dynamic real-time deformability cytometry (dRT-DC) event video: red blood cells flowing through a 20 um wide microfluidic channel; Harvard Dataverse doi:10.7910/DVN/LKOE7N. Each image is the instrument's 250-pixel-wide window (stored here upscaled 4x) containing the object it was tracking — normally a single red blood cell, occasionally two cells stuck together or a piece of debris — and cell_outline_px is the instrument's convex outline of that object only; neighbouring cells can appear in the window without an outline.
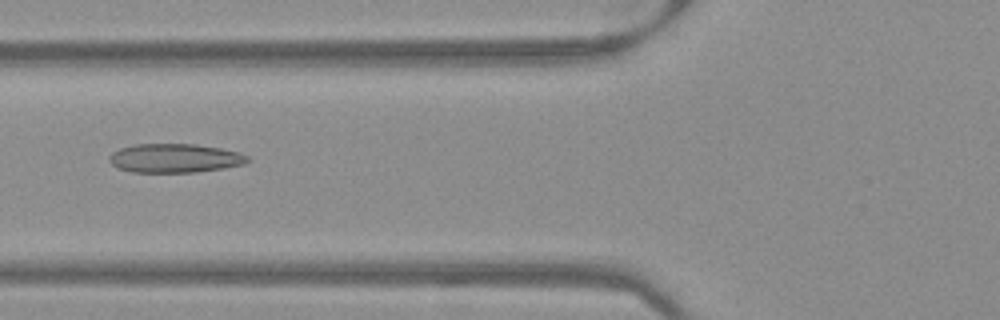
{"species": "Egyptian fruit bat (a non-hibernating species)", "species_latin": "Rousettus aegyptiacus", "temperature_condition": "warm", "stored_images_in_passage": 51, "camera_frame_rate_fps": 3000, "um_per_image_px": 0.085, "frame": {"image": 1, "passage_image": 20, "time_ms": 6.333, "image_size_px": [1000, 320], "cell_outline_px": [[252, 160], [244, 164], [224, 168], [196, 172], [132, 172], [120, 168], [112, 164], [108, 160], [108, 156], [112, 152], [120, 148], [136, 144], [196, 144], [220, 148], [240, 152], [248, 156]], "centroid_in_image_um": [14.88, 13.44], "position_along_channel_um": 110.9, "area_um2": 23.41}}
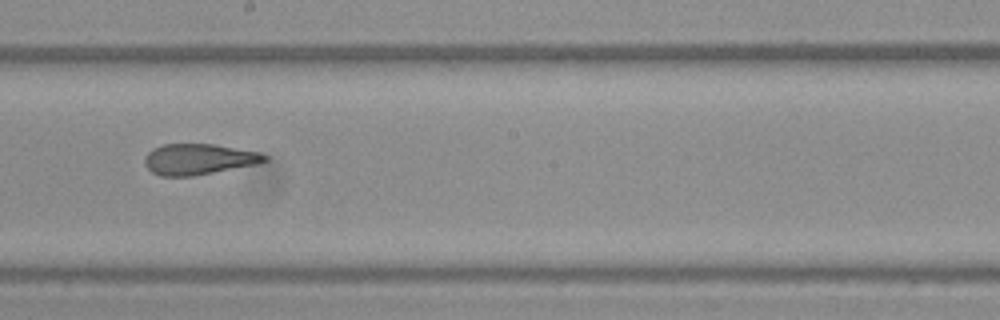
{"frame": {"image": 2, "passage_image": 29, "time_ms": 9.333, "image_size_px": [1000, 320], "cell_outline_px": [[268, 160], [256, 164], [192, 176], [160, 176], [152, 172], [144, 164], [144, 156], [152, 148], [164, 144], [212, 144], [260, 152], [268, 156]], "centroid_in_image_um": [16.86, 13.53], "position_along_channel_um": 231.3, "area_um2": 21.5}}
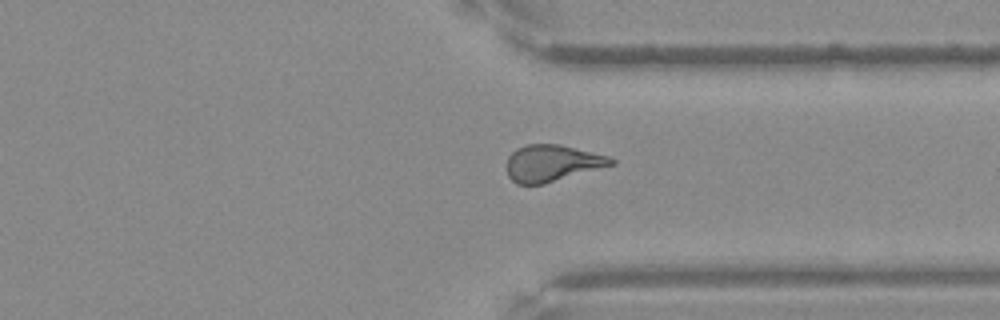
{"frame": {"image": 3, "passage_image": 39, "time_ms": 12.667, "image_size_px": [1000, 320], "cell_outline_px": [[616, 164], [544, 184], [516, 184], [508, 176], [508, 156], [516, 148], [528, 144], [560, 144], [608, 156], [616, 160]], "centroid_in_image_um": [46.94, 13.87], "position_along_channel_um": 364.5, "area_um2": 22.25}}